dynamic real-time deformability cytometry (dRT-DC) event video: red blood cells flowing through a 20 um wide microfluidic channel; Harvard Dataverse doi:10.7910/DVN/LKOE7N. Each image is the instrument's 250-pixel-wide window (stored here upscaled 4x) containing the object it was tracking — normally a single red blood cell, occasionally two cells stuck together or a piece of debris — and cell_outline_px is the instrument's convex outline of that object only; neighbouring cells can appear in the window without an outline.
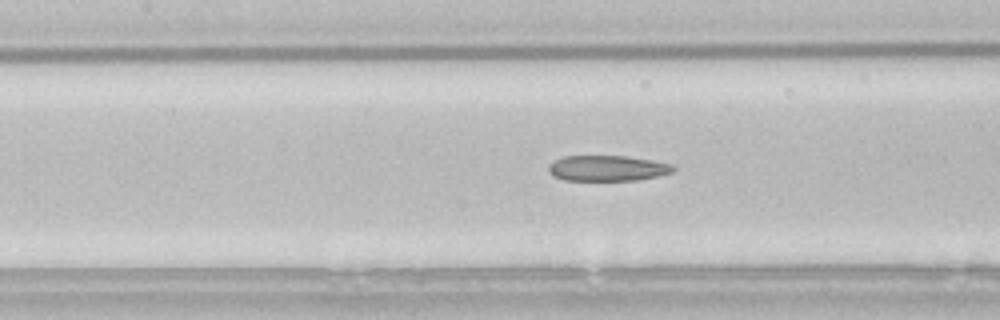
{"species": "common noctule bat (a hibernating species)", "species_latin": "Nyctalus noctula", "temperature_condition": "room temperature", "stored_images_in_passage": 45, "camera_frame_rate_fps": 3000, "um_per_image_px": 0.085, "animal": {"sex": "male", "body_mass_g": 21.5, "forearm_length_mm": 52.0}, "frame": {"image": 1, "passage_image": 22, "time_ms": 7.0, "image_size_px": [1000, 320], "cell_outline_px": [[676, 168], [672, 172], [656, 176], [636, 180], [564, 180], [552, 176], [548, 172], [548, 164], [564, 156], [628, 156], [652, 160], [672, 164]], "centroid_in_image_um": [51.6, 14.29], "position_along_channel_um": 155.8, "area_um2": 18.61}}
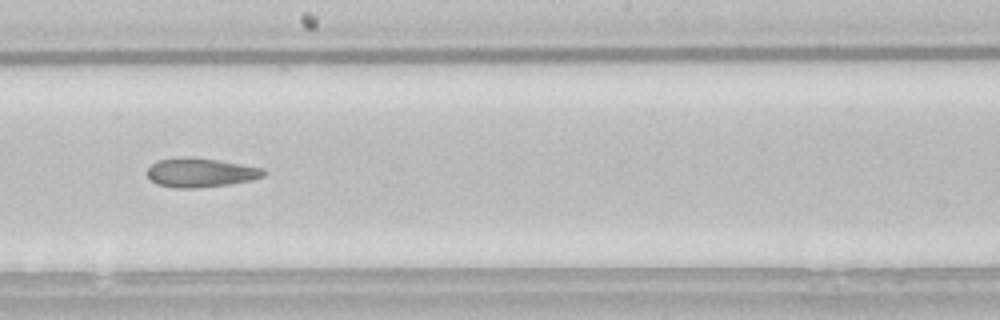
{"frame": {"image": 2, "passage_image": 28, "time_ms": 9.0, "image_size_px": [1000, 320], "cell_outline_px": [[268, 172], [264, 176], [252, 180], [228, 184], [196, 188], [176, 188], [156, 184], [148, 176], [148, 168], [156, 160], [180, 156], [188, 156], [220, 160], [264, 168]], "centroid_in_image_um": [17.06, 14.65], "position_along_channel_um": 231.1, "area_um2": 20.0}}
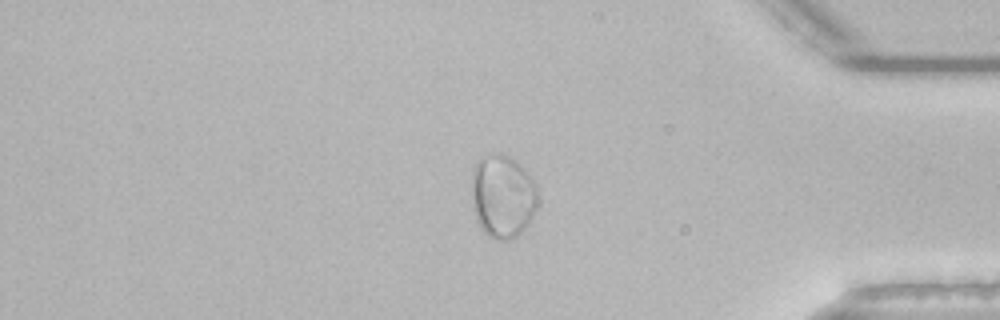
{"frame": {"image": 3, "passage_image": 43, "time_ms": 14.0, "image_size_px": [1000, 320], "cell_outline_px": [[536, 204], [528, 224], [516, 236], [508, 240], [500, 240], [488, 236], [480, 228], [476, 220], [472, 208], [472, 168], [476, 160], [480, 156], [492, 152], [500, 152], [508, 156], [524, 168], [536, 184]], "centroid_in_image_um": [42.66, 16.64], "position_along_channel_um": 392.5, "area_um2": 32.31}, "authors_computed_cell_mechanics": {"area_um2": 20.8658, "velocity_mm_per_s": 3.7658, "shape_relaxation_time_tau1_ms": null, "shape_relaxation_time_tau2_ms": 2.746, "deformation_change_tau1": null, "deformation_change_tau2": 0.0911}}